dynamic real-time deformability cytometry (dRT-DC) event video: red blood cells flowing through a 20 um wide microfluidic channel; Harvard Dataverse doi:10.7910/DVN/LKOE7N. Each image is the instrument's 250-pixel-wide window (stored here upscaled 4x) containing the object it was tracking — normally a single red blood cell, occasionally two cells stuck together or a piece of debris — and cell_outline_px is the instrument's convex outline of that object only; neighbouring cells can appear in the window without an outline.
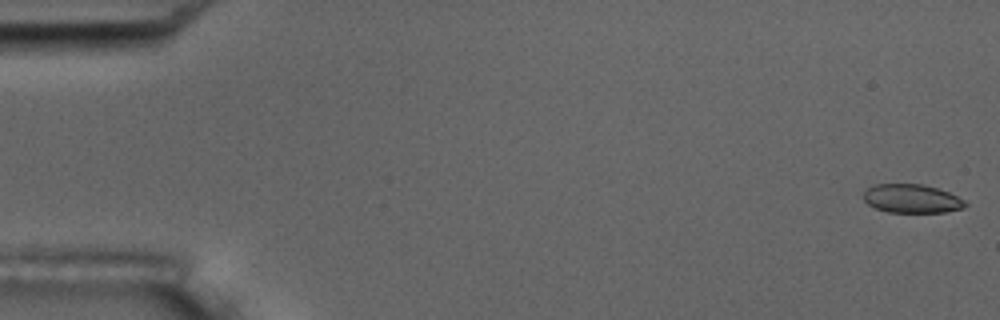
{"species": "common noctule bat (a hibernating species)", "species_latin": "Nyctalus noctula", "temperature_condition": "room temperature", "stored_images_in_passage": 3, "segment_of_instrument_passage": [2, 2], "camera_frame_rate_fps": 3000, "um_per_image_px": 0.085, "animal": {"sex": "male", "body_mass_g": 17.5, "forearm_length_mm": 52.3}, "frame": {"image": 1, "passage_image": 3, "time_ms": 2.333, "image_size_px": [1000, 320], "cell_outline_px": [[968, 204], [964, 208], [944, 212], [888, 212], [876, 208], [868, 204], [864, 200], [864, 192], [872, 184], [924, 184], [948, 192], [964, 200]], "centroid_in_image_um": [77.5, 16.88], "position_along_channel_um": 7.5, "area_um2": 16.94}}